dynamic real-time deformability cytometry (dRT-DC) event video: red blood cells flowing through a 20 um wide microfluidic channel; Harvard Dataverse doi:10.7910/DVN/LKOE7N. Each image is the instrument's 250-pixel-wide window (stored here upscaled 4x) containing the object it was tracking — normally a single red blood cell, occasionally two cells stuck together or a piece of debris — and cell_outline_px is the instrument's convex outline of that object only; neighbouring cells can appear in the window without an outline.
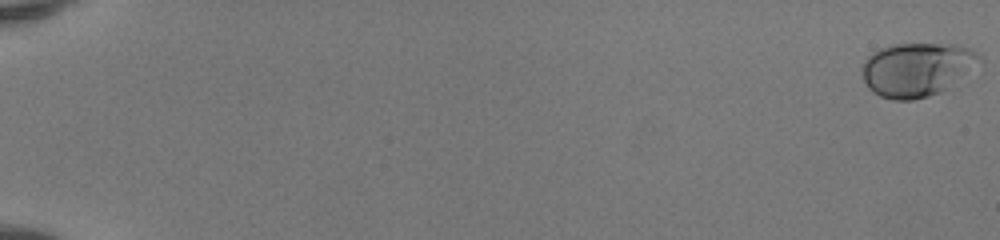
{"species": "human", "species_latin": "Homo sapiens", "temperature_condition": "room temperature", "stored_images_in_passage": 52, "camera_frame_rate_fps": 3000, "um_per_image_px": 0.085, "donor": {"sex": "female"}, "frame": {"image": 1, "passage_image": 1, "time_ms": 0.0, "image_size_px": [1000, 240], "cell_outline_px": [[984, 64], [940, 92], [928, 96], [912, 100], [892, 100], [880, 96], [872, 92], [868, 88], [864, 80], [860, 68], [864, 60], [872, 52], [880, 48], [892, 44], [956, 44], [972, 48], [984, 60]], "centroid_in_image_um": [77.97, 5.89], "position_along_channel_um": 7.0, "area_um2": 37.51}}
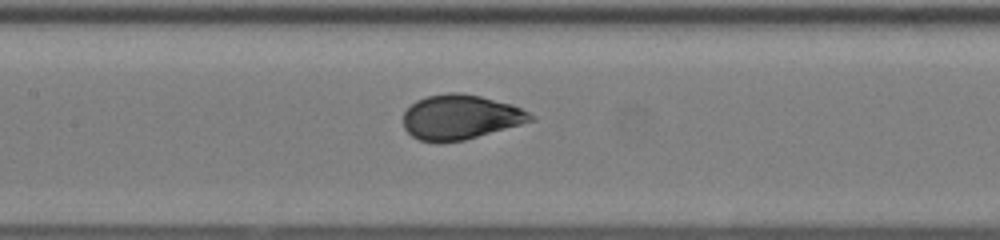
{"frame": {"image": 2, "passage_image": 28, "time_ms": 9.0, "image_size_px": [1000, 240], "cell_outline_px": [[536, 120], [464, 140], [440, 144], [436, 144], [420, 140], [412, 136], [404, 128], [404, 112], [416, 100], [428, 96], [448, 92], [460, 92], [480, 96], [512, 104], [536, 116]], "centroid_in_image_um": [39.13, 9.97], "position_along_channel_um": 168.3, "area_um2": 33.41}}
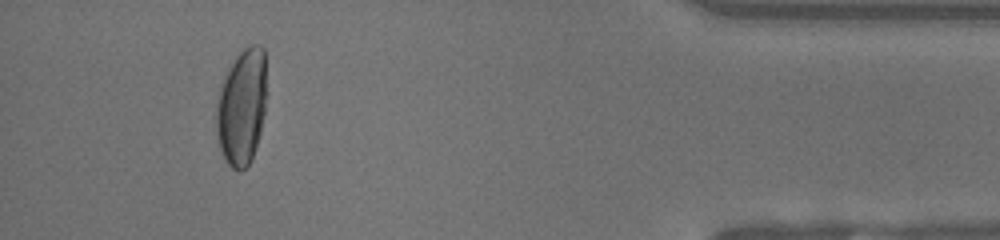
{"frame": {"image": 3, "passage_image": 49, "time_ms": 16.0, "image_size_px": [1000, 240], "cell_outline_px": [[264, 112], [260, 132], [252, 160], [240, 172], [236, 172], [224, 160], [220, 152], [216, 136], [216, 100], [228, 64], [244, 48], [252, 44], [260, 44], [264, 48]], "centroid_in_image_um": [20.5, 9.12], "position_along_channel_um": 414.7, "area_um2": 34.28}, "authors_computed_cell_mechanics": {"area_um2": 33.4084, "velocity_mm_per_s": 4.1677, "shape_relaxation_time_tau1_ms": 4.184, "shape_relaxation_time_tau2_ms": null, "deformation_change_tau1": 0.1864, "deformation_change_tau2": null}}